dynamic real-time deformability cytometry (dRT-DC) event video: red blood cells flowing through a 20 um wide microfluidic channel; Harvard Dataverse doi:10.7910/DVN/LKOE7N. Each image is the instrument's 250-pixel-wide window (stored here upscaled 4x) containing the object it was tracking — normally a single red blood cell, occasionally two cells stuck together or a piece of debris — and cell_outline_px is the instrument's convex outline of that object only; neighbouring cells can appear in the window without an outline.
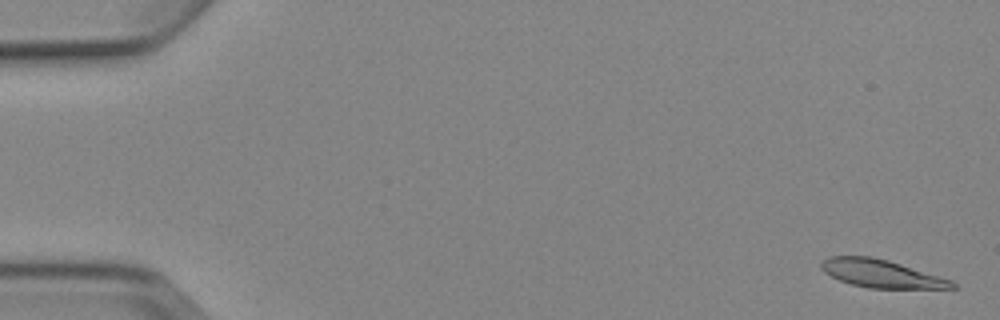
{"species": "Egyptian fruit bat (a non-hibernating species)", "species_latin": "Rousettus aegyptiacus", "temperature_condition": "cold", "stored_images_in_passage": 5, "camera_frame_rate_fps": 3000, "um_per_image_px": 0.085, "animal": {"sex": "female"}, "frame": {"image": 1, "passage_image": 1, "time_ms": 0.0, "image_size_px": [1000, 320], "cell_outline_px": [[960, 288], [868, 288], [852, 284], [840, 280], [824, 272], [820, 268], [820, 264], [828, 256], [872, 256], [888, 260], [952, 280]], "centroid_in_image_um": [74.9, 23.25], "position_along_channel_um": 10.1, "area_um2": 21.15}}
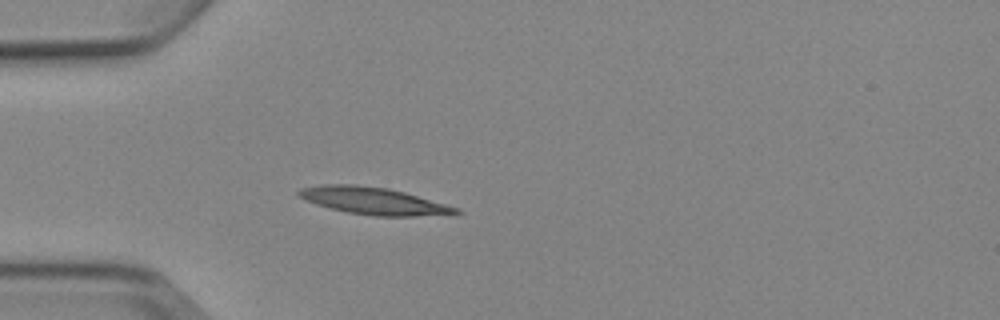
{"frame": {"image": 2, "passage_image": 5, "time_ms": 4.667, "image_size_px": [1000, 320], "cell_outline_px": [[464, 212], [416, 216], [376, 216], [348, 212], [316, 204], [304, 200], [296, 192], [300, 188], [320, 184], [356, 184], [388, 188], [404, 192], [460, 208]], "centroid_in_image_um": [31.72, 17.06], "position_along_channel_um": 53.3, "area_um2": 24.68}}